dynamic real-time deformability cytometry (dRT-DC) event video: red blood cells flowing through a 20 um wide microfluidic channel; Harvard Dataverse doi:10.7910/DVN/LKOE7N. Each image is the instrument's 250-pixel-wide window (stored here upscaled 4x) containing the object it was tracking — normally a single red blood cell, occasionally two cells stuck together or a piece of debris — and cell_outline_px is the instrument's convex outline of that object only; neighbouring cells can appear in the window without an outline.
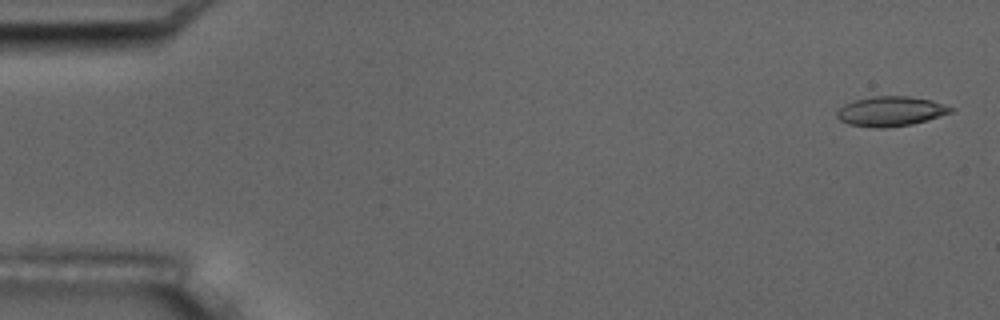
{"species": "common noctule bat (a hibernating species)", "species_latin": "Nyctalus noctula", "temperature_condition": "room temperature", "stored_images_in_passage": 5, "camera_frame_rate_fps": 3000, "um_per_image_px": 0.085, "animal": {"sex": "male", "body_mass_g": 17.5, "forearm_length_mm": 52.3}, "frame": {"image": 1, "passage_image": 1, "time_ms": 0.0, "image_size_px": [1000, 320], "cell_outline_px": [[956, 108], [952, 112], [912, 124], [884, 128], [872, 128], [848, 124], [840, 120], [836, 116], [836, 112], [844, 104], [856, 100], [872, 96], [908, 96], [932, 100]], "centroid_in_image_um": [75.7, 9.46], "position_along_channel_um": 9.3, "area_um2": 19.77}}
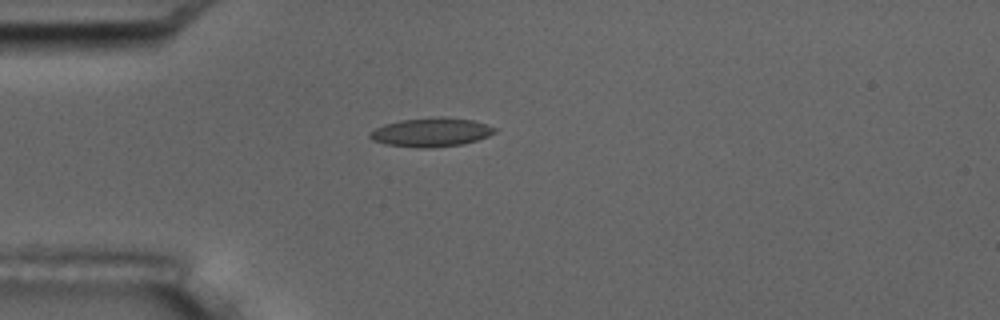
{"frame": {"image": 2, "passage_image": 5, "time_ms": 4.333, "image_size_px": [1000, 320], "cell_outline_px": [[496, 132], [488, 136], [476, 140], [460, 144], [432, 148], [424, 148], [384, 144], [372, 140], [368, 136], [368, 132], [384, 124], [404, 120], [440, 116], [444, 116], [472, 120], [496, 128]], "centroid_in_image_um": [36.62, 11.24], "position_along_channel_um": 48.4, "area_um2": 20.87}}